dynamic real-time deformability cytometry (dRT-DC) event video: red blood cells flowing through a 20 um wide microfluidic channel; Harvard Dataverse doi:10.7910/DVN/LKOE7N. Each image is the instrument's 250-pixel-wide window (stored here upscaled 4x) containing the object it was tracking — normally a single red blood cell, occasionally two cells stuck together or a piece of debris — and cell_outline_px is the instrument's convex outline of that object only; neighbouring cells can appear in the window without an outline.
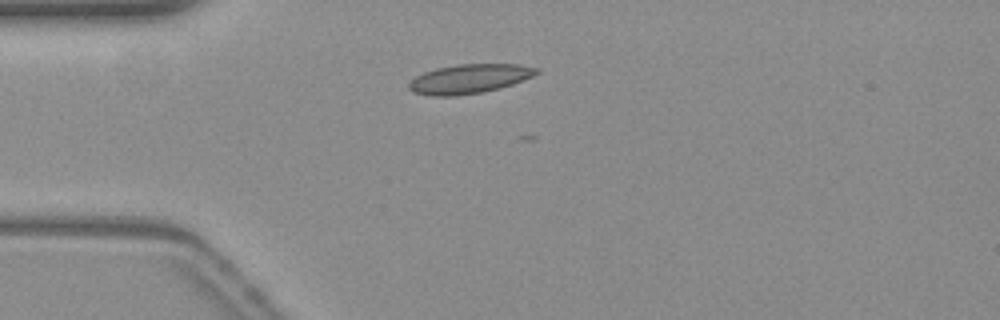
{"species": "common noctule bat (a hibernating species)", "species_latin": "Nyctalus noctula", "temperature_condition": "warm", "stored_images_in_passage": 6, "camera_frame_rate_fps": 3000, "um_per_image_px": 0.085, "animal": {"sex": "female", "body_mass_g": 19.3, "forearm_length_mm": 54.1}, "frame": {"image": 1, "passage_image": 1, "time_ms": 0.0, "image_size_px": [1000, 320], "cell_outline_px": [[540, 72], [532, 76], [512, 84], [500, 88], [484, 92], [456, 96], [432, 96], [412, 92], [408, 88], [408, 84], [416, 76], [424, 72], [436, 68], [456, 64], [520, 64], [540, 68]], "centroid_in_image_um": [39.89, 6.7], "position_along_channel_um": 45.1, "area_um2": 21.91}}
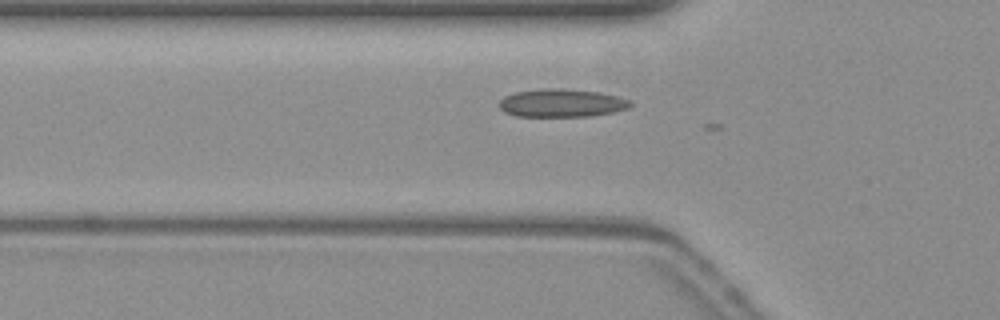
{"frame": {"image": 2, "passage_image": 5, "time_ms": 1.333, "image_size_px": [1000, 320], "cell_outline_px": [[632, 104], [628, 108], [612, 112], [588, 116], [516, 116], [504, 112], [500, 108], [500, 100], [504, 96], [516, 92], [540, 88], [560, 88], [600, 92], [620, 96], [632, 100]], "centroid_in_image_um": [47.76, 8.74], "position_along_channel_um": 78.0, "area_um2": 21.56}}